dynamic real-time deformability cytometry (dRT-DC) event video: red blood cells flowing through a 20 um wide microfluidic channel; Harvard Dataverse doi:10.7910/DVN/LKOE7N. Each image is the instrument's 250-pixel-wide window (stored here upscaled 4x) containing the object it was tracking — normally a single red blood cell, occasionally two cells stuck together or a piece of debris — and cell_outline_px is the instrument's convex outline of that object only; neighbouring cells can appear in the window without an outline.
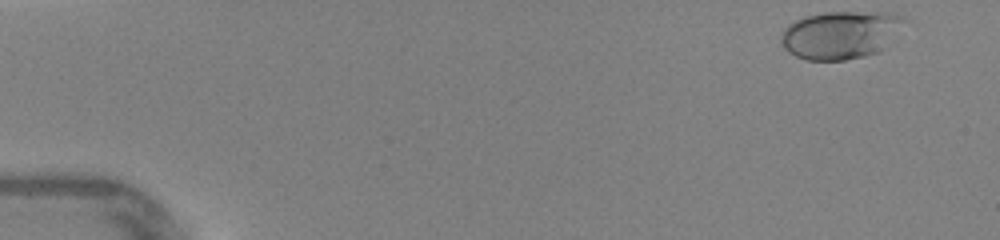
{"species": "human", "species_latin": "Homo sapiens", "temperature_condition": "warm", "stored_images_in_passage": 38, "camera_frame_rate_fps": 3000, "um_per_image_px": 0.085, "donor": {"sex": "female"}, "frame": {"image": 1, "passage_image": 1, "time_ms": 0.0, "image_size_px": [1000, 240], "cell_outline_px": [[908, 20], [884, 48], [880, 52], [864, 56], [844, 60], [804, 60], [788, 52], [784, 48], [780, 40], [784, 28], [788, 24], [804, 16], [824, 12], [896, 12], [904, 16]], "centroid_in_image_um": [71.47, 2.94], "position_along_channel_um": 13.5, "area_um2": 34.85}}
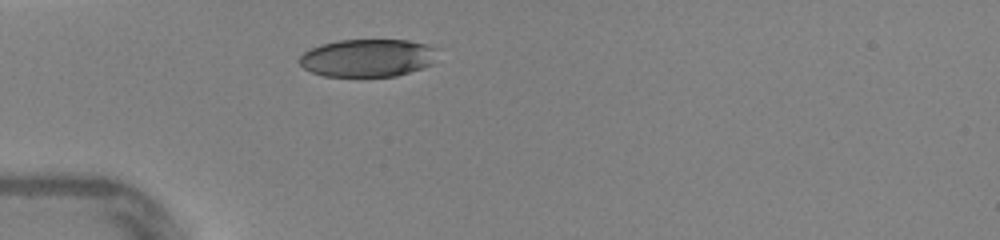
{"frame": {"image": 2, "passage_image": 12, "time_ms": 3.667, "image_size_px": [1000, 240], "cell_outline_px": [[440, 48], [432, 64], [396, 76], [324, 76], [312, 72], [304, 68], [300, 64], [300, 56], [304, 52], [320, 44], [340, 40], [408, 40], [428, 44]], "centroid_in_image_um": [31.29, 4.91], "position_along_channel_um": 53.7, "area_um2": 30.46}}
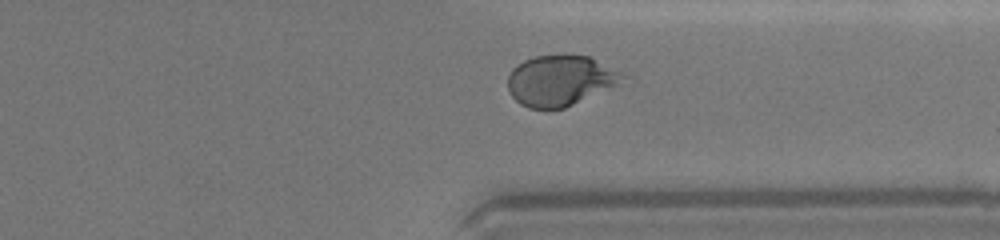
{"frame": {"image": 3, "passage_image": 34, "time_ms": 11.0, "image_size_px": [1000, 240], "cell_outline_px": [[628, 76], [616, 84], [564, 108], [528, 108], [520, 104], [508, 92], [508, 76], [512, 68], [516, 64], [524, 60], [536, 56], [588, 56]], "centroid_in_image_um": [47.54, 6.85], "position_along_channel_um": 363.9, "area_um2": 33.0}, "authors_computed_cell_mechanics": {"area_um2": 33.4373, "velocity_mm_per_s": 4.3927, "shape_relaxation_time_tau1_ms": 4.1032, "shape_relaxation_time_tau2_ms": null, "deformation_change_tau1": 0.1863, "deformation_change_tau2": null}}